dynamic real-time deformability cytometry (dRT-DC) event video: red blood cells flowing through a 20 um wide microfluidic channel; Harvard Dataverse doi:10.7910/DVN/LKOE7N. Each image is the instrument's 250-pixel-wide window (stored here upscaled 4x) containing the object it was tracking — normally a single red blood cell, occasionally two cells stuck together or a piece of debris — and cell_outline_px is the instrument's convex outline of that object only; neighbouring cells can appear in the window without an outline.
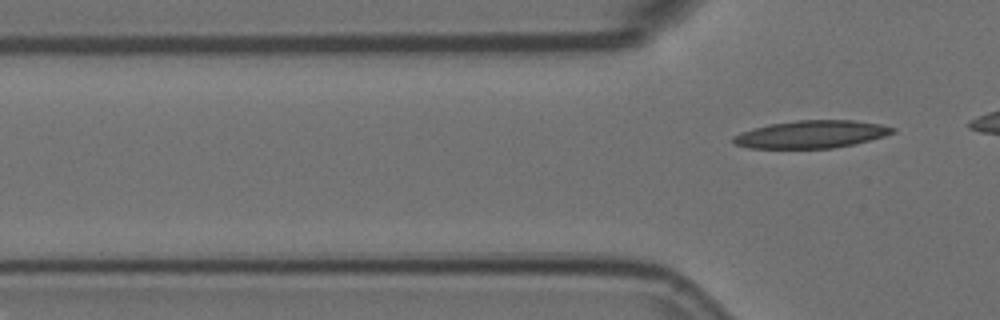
{"species": "Egyptian fruit bat (a non-hibernating species)", "species_latin": "Rousettus aegyptiacus", "temperature_condition": "room temperature", "stored_images_in_passage": 3, "camera_frame_rate_fps": 3000, "um_per_image_px": 0.085, "animal": {"sex": "female"}, "frame": {"image": 1, "passage_image": 3, "time_ms": 0.667, "image_size_px": [1000, 320], "cell_outline_px": [[896, 132], [884, 136], [852, 144], [832, 148], [748, 148], [732, 144], [732, 136], [740, 132], [768, 124], [796, 120], [852, 120], [880, 124], [896, 128]], "centroid_in_image_um": [68.91, 11.41], "position_along_channel_um": 56.9, "area_um2": 25.66}}